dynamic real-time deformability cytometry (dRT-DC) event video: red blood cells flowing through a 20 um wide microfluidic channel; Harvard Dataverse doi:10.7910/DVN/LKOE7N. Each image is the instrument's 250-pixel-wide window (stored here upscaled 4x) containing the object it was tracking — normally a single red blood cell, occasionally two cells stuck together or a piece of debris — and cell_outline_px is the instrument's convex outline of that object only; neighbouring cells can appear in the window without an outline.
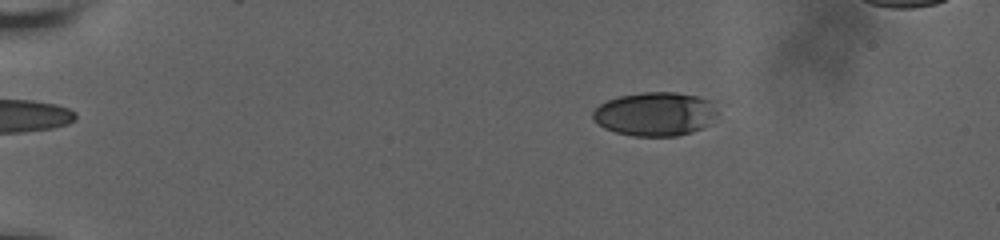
{"species": "human", "species_latin": "Homo sapiens", "temperature_condition": "room temperature", "stored_images_in_passage": 62, "camera_frame_rate_fps": 3000, "um_per_image_px": 0.085, "donor": {"sex": "male"}, "frame": {"image": 1, "passage_image": 13, "time_ms": 4.0, "image_size_px": [1000, 240], "cell_outline_px": [[720, 112], [708, 124], [692, 132], [676, 136], [632, 136], [616, 132], [604, 128], [592, 116], [592, 112], [600, 104], [608, 100], [620, 96], [644, 92], [676, 92], [696, 96], [708, 100]], "centroid_in_image_um": [55.69, 9.69], "position_along_channel_um": 29.3, "area_um2": 31.62}}
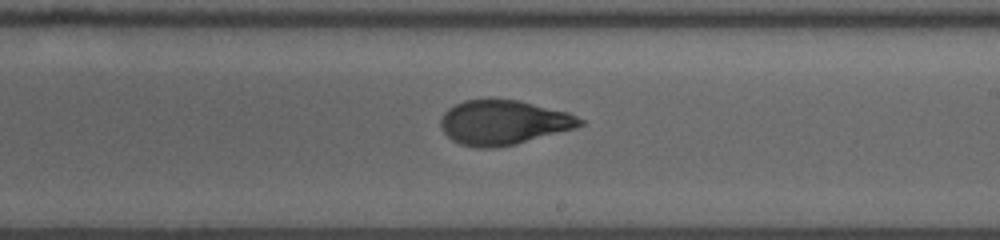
{"frame": {"image": 2, "passage_image": 39, "time_ms": 12.667, "image_size_px": [1000, 240], "cell_outline_px": [[584, 124], [576, 128], [516, 144], [496, 148], [476, 148], [460, 144], [452, 140], [444, 132], [440, 124], [440, 120], [444, 112], [448, 108], [464, 100], [516, 100], [568, 112], [584, 120]], "centroid_in_image_um": [42.79, 10.43], "position_along_channel_um": 246.2, "area_um2": 36.01}}
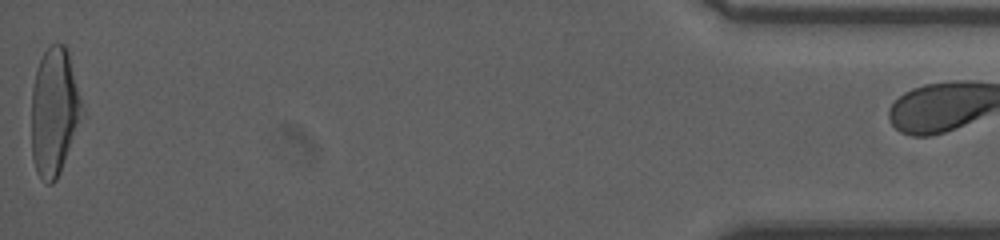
{"frame": {"image": 3, "passage_image": 61, "time_ms": 20.0, "image_size_px": [1000, 240], "cell_outline_px": [[84, 112], [60, 172], [56, 180], [52, 184], [48, 184], [36, 172], [32, 160], [32, 88], [36, 68], [44, 52], [52, 44], [64, 44], [68, 48]], "centroid_in_image_um": [4.61, 9.48], "position_along_channel_um": 430.6, "area_um2": 37.63}}